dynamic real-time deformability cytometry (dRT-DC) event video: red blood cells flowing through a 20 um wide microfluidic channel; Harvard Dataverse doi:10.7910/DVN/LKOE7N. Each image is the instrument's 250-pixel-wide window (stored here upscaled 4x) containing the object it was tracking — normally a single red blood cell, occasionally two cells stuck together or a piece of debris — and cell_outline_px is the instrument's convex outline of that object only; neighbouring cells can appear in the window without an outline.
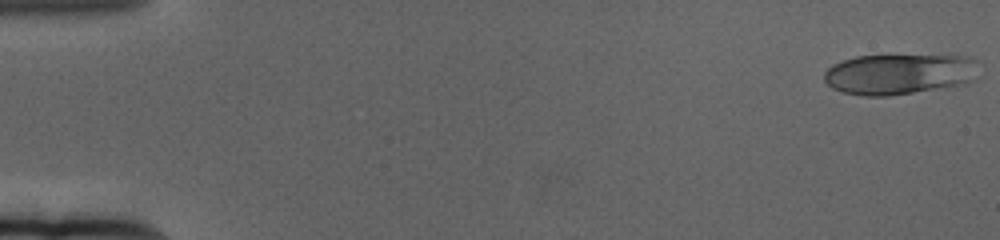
{"species": "human", "species_latin": "Homo sapiens", "temperature_condition": "cold", "stored_images_in_passage": 60, "camera_frame_rate_fps": 3000, "um_per_image_px": 0.085, "donor": {"sex": "female"}, "frame": {"image": 1, "passage_image": 1, "time_ms": 0.0, "image_size_px": [1000, 240], "cell_outline_px": [[976, 80], [968, 84], [888, 96], [864, 96], [844, 92], [832, 88], [824, 80], [824, 72], [832, 64], [856, 56], [948, 52], [972, 56], [976, 60]], "centroid_in_image_um": [76.56, 6.23], "position_along_channel_um": 8.4, "area_um2": 38.38}}
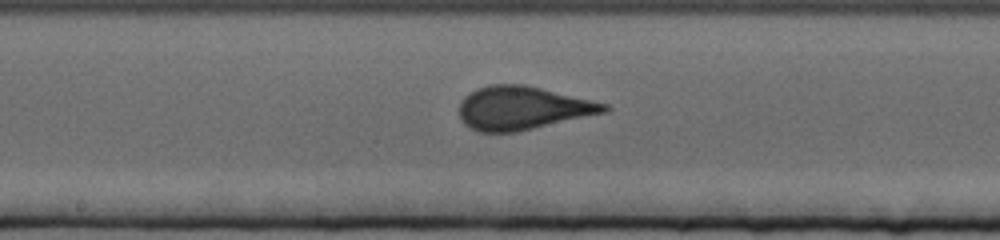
{"frame": {"image": 2, "passage_image": 32, "time_ms": 10.333, "image_size_px": [1000, 240], "cell_outline_px": [[612, 108], [608, 112], [516, 132], [476, 132], [468, 128], [460, 120], [460, 104], [464, 96], [476, 88], [488, 84], [524, 84], [592, 100], [608, 104]], "centroid_in_image_um": [44.4, 9.19], "position_along_channel_um": 203.8, "area_um2": 36.88}}
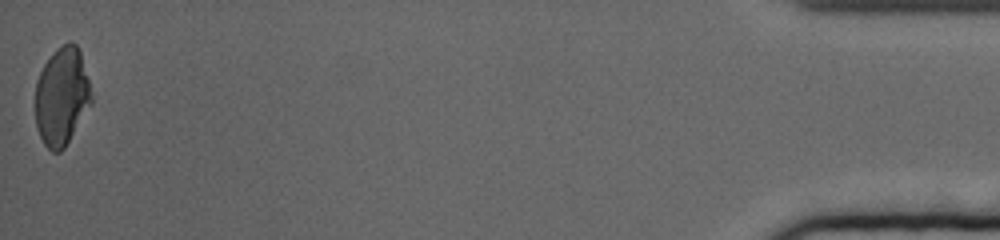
{"frame": {"image": 3, "passage_image": 60, "time_ms": 19.667, "image_size_px": [1000, 240], "cell_outline_px": [[92, 104], [64, 148], [60, 152], [52, 152], [44, 144], [36, 128], [36, 80], [44, 64], [56, 48], [68, 40], [72, 40], [76, 44], [80, 52], [88, 80], [92, 96]], "centroid_in_image_um": [5.25, 8.19], "position_along_channel_um": 429.9, "area_um2": 32.08}, "authors_computed_cell_mechanics": {"area_um2": 35.4025, "velocity_mm_per_s": 3.3698, "shape_relaxation_time_tau1_ms": 5.6974, "shape_relaxation_time_tau2_ms": null, "deformation_change_tau1": 0.1581, "deformation_change_tau2": null}}